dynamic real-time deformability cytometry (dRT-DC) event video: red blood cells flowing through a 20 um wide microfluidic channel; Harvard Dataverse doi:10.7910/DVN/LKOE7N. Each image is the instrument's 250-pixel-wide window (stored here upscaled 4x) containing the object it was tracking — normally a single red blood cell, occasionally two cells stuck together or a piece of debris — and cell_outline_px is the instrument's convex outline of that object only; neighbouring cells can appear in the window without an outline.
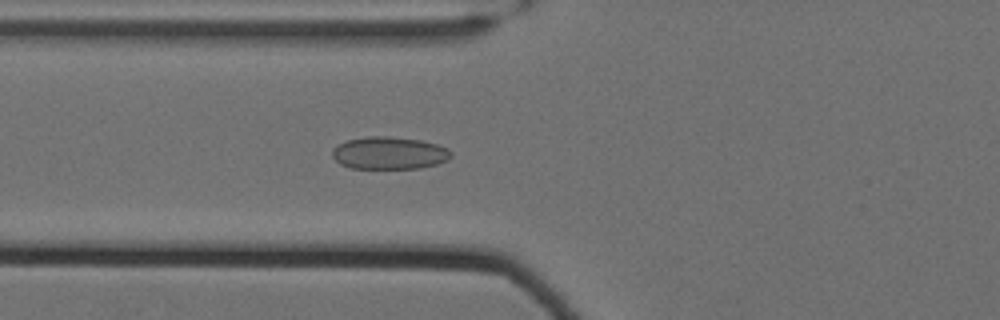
{"species": "Egyptian fruit bat (a non-hibernating species)", "species_latin": "Rousettus aegyptiacus", "temperature_condition": "cold", "stored_images_in_passage": 56, "camera_frame_rate_fps": 3000, "um_per_image_px": 0.085, "animal": {"sex": "female"}, "frame": {"image": 1, "passage_image": 21, "time_ms": 6.667, "image_size_px": [1000, 320], "cell_outline_px": [[452, 156], [448, 160], [436, 164], [420, 168], [352, 168], [340, 164], [332, 156], [332, 148], [336, 144], [348, 140], [368, 136], [388, 136], [420, 140], [436, 144], [448, 148], [452, 152]], "centroid_in_image_um": [33.08, 13.0], "position_along_channel_um": 92.7, "area_um2": 22.54}}
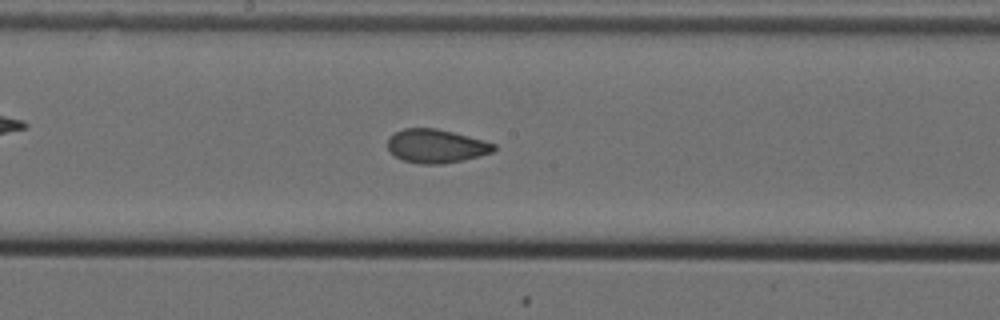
{"frame": {"image": 2, "passage_image": 31, "time_ms": 10.0, "image_size_px": [1000, 320], "cell_outline_px": [[496, 148], [492, 152], [480, 156], [464, 160], [444, 164], [420, 164], [404, 160], [396, 156], [388, 148], [388, 136], [404, 128], [436, 128], [468, 136], [496, 144]], "centroid_in_image_um": [37.08, 12.42], "position_along_channel_um": 211.1, "area_um2": 20.75}}
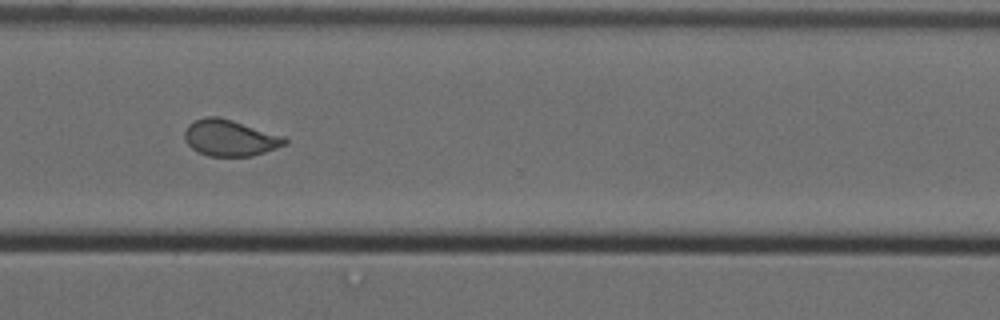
{"frame": {"image": 3, "passage_image": 43, "time_ms": 14.0, "image_size_px": [1000, 320], "cell_outline_px": [[288, 144], [252, 156], [208, 156], [196, 152], [184, 140], [184, 132], [188, 124], [204, 116], [216, 116], [232, 120], [284, 136], [288, 140]], "centroid_in_image_um": [19.53, 11.72], "position_along_channel_um": 351.1, "area_um2": 21.27}, "authors_computed_cell_mechanics": {"area_um2": 21.4438, "velocity_mm_per_s": 3.5195, "shape_relaxation_time_tau1_ms": 7.3865, "shape_relaxation_time_tau2_ms": 1.5909, "deformation_change_tau1": 0.1466, "deformation_change_tau2": 0.0714}}